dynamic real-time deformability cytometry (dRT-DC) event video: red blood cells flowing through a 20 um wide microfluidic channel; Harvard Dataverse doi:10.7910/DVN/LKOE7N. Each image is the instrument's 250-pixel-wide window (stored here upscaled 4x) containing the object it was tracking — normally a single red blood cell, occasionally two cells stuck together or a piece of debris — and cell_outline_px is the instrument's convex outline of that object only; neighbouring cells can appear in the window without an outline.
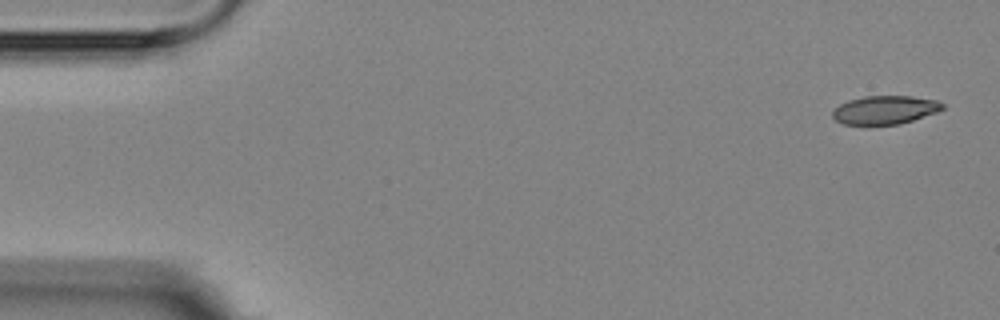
{"species": "Egyptian fruit bat (a non-hibernating species)", "species_latin": "Rousettus aegyptiacus", "temperature_condition": "room temperature", "stored_images_in_passage": 4, "camera_frame_rate_fps": 3000, "um_per_image_px": 0.085, "animal": {"sex": "female"}, "frame": {"image": 1, "passage_image": 1, "time_ms": 0.0, "image_size_px": [1000, 320], "cell_outline_px": [[944, 108], [936, 112], [900, 124], [844, 124], [836, 120], [832, 116], [832, 112], [840, 104], [848, 100], [864, 96], [912, 96], [936, 100], [944, 104]], "centroid_in_image_um": [75.22, 9.33], "position_along_channel_um": 9.8, "area_um2": 18.03}}
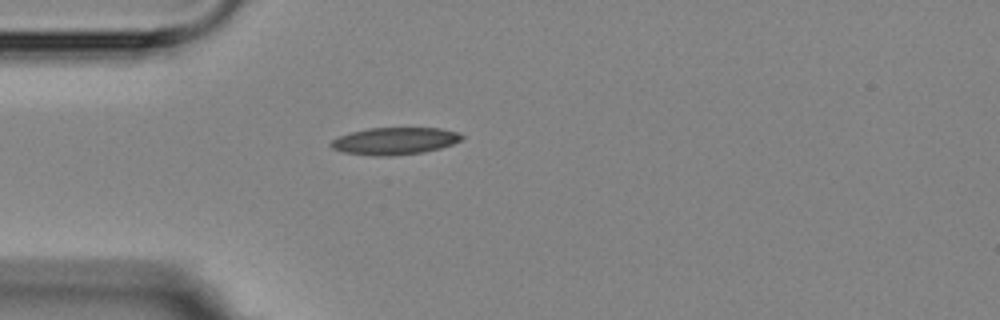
{"frame": {"image": 2, "passage_image": 4, "time_ms": 4.333, "image_size_px": [1000, 320], "cell_outline_px": [[464, 136], [460, 140], [452, 144], [440, 148], [424, 152], [388, 156], [376, 156], [344, 152], [332, 148], [328, 144], [332, 140], [340, 136], [352, 132], [368, 128], [440, 128], [456, 132]], "centroid_in_image_um": [33.54, 11.98], "position_along_channel_um": 51.5, "area_um2": 20.52}}